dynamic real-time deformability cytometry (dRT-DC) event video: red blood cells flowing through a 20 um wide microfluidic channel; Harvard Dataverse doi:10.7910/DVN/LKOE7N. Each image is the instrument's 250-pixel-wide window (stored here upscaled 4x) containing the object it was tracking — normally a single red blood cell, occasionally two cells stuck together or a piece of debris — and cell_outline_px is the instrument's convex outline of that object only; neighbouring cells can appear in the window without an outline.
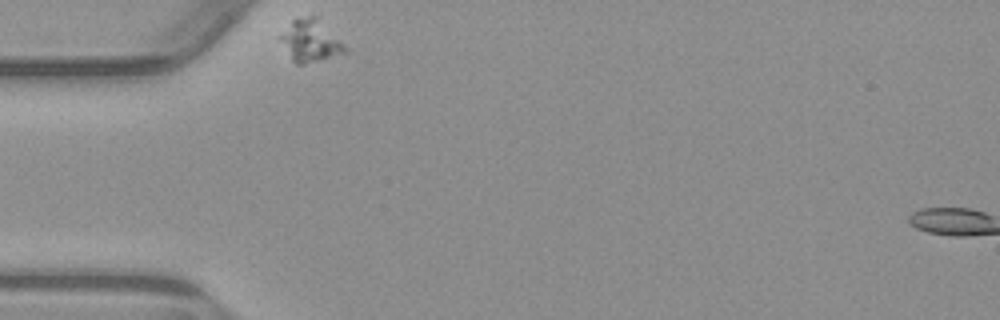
{"species": "common noctule bat (a hibernating species)", "species_latin": "Nyctalus noctula", "temperature_condition": "warm", "stored_images_in_passage": 2, "segment_of_instrument_passage": [1, 2], "camera_frame_rate_fps": 3000, "um_per_image_px": 0.085, "animal": {"sex": "male", "body_mass_g": 23.1, "forearm_length_mm": 52.7}, "frame": {"image": 1, "passage_image": 1, "time_ms": 0.0, "image_size_px": [1000, 320], "cell_outline_px": [[348, 52], [320, 60], [304, 64], [296, 64], [292, 60], [280, 36], [292, 20], [296, 16], [316, 16], [344, 44]], "centroid_in_image_um": [26.41, 3.45], "position_along_channel_um": 58.6, "area_um2": 15.43}}